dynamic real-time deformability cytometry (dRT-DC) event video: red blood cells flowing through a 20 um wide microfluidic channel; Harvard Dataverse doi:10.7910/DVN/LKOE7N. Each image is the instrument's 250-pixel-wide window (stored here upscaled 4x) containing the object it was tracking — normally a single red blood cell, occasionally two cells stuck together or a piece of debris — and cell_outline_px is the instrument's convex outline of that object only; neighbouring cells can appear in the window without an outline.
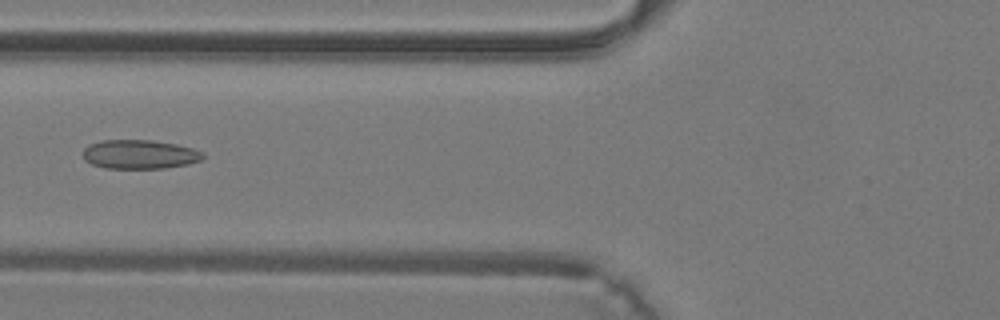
{"species": "common noctule bat (a hibernating species)", "species_latin": "Nyctalus noctula", "temperature_condition": "warm", "stored_images_in_passage": 40, "camera_frame_rate_fps": 3000, "um_per_image_px": 0.085, "animal": {"sex": "male", "body_mass_g": 19.2, "forearm_length_mm": 51.8}, "frame": {"image": 1, "passage_image": 16, "time_ms": 5.0, "image_size_px": [1000, 320], "cell_outline_px": [[204, 156], [200, 160], [188, 164], [164, 168], [104, 168], [92, 164], [84, 160], [84, 148], [88, 144], [104, 140], [152, 140], [176, 144], [192, 148], [204, 152]], "centroid_in_image_um": [11.86, 13.11], "position_along_channel_um": 113.9, "area_um2": 20.29}}
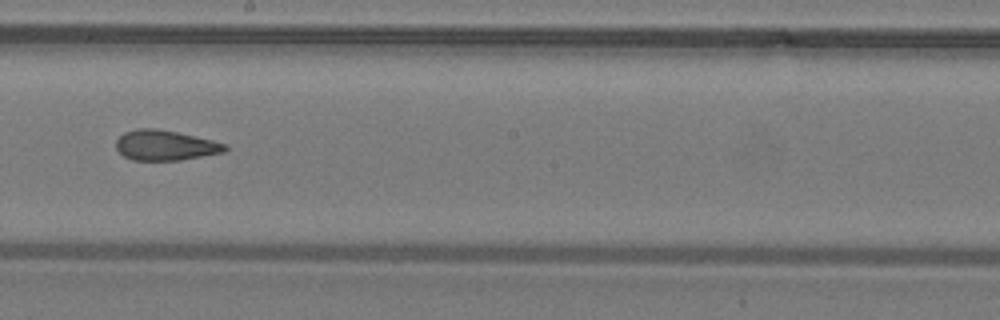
{"frame": {"image": 2, "passage_image": 23, "time_ms": 7.333, "image_size_px": [1000, 320], "cell_outline_px": [[228, 148], [224, 152], [180, 160], [132, 160], [124, 156], [116, 148], [116, 140], [124, 132], [140, 128], [156, 128], [176, 132], [212, 140], [228, 144]], "centroid_in_image_um": [14.05, 12.35], "position_along_channel_um": 234.2, "area_um2": 19.07}}
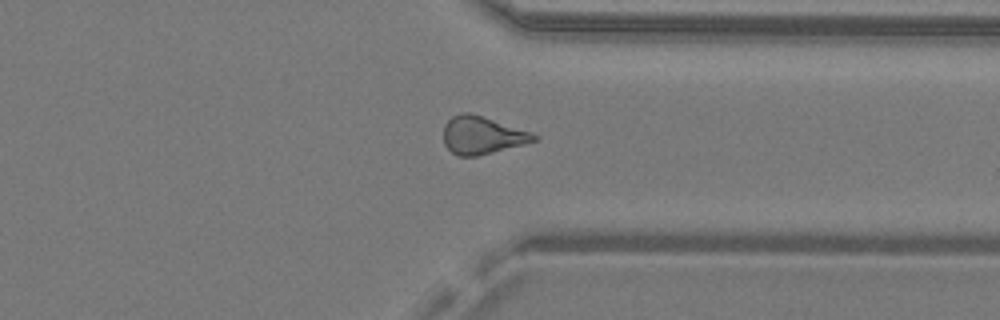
{"frame": {"image": 3, "passage_image": 31, "time_ms": 10.0, "image_size_px": [1000, 320], "cell_outline_px": [[540, 136], [536, 140], [524, 144], [476, 156], [456, 156], [444, 144], [444, 124], [452, 116], [460, 112], [472, 112], [532, 132]], "centroid_in_image_um": [40.98, 11.47], "position_along_channel_um": 370.4, "area_um2": 20.0}}